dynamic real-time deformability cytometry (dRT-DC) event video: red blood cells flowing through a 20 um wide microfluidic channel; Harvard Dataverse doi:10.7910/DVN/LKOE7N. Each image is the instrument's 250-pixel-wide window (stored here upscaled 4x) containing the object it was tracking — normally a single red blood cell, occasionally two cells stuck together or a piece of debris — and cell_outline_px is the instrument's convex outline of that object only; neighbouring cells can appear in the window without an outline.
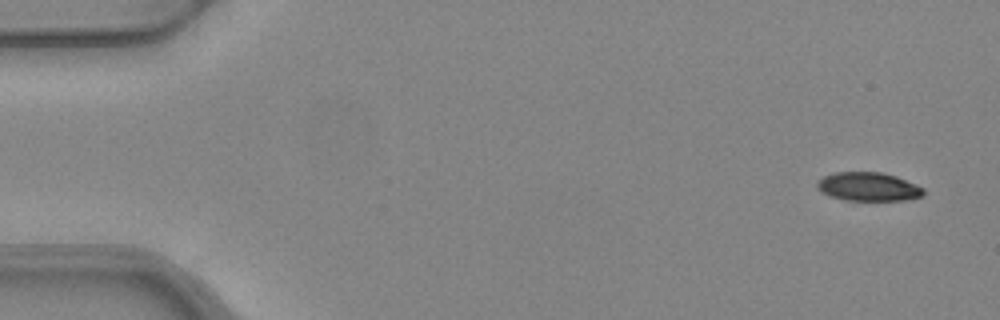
{"species": "common noctule bat (a hibernating species)", "species_latin": "Nyctalus noctula", "temperature_condition": "warm", "stored_images_in_passage": 4, "camera_frame_rate_fps": 3000, "um_per_image_px": 0.085, "animal": {"sex": "female", "body_mass_g": 24.6, "forearm_length_mm": 56.2}, "frame": {"image": 1, "passage_image": 1, "time_ms": 0.0, "image_size_px": [1000, 320], "cell_outline_px": [[924, 196], [904, 200], [844, 200], [828, 196], [816, 188], [816, 180], [824, 176], [836, 172], [880, 172], [896, 176], [924, 188]], "centroid_in_image_um": [73.77, 15.87], "position_along_channel_um": 11.2, "area_um2": 17.86}}
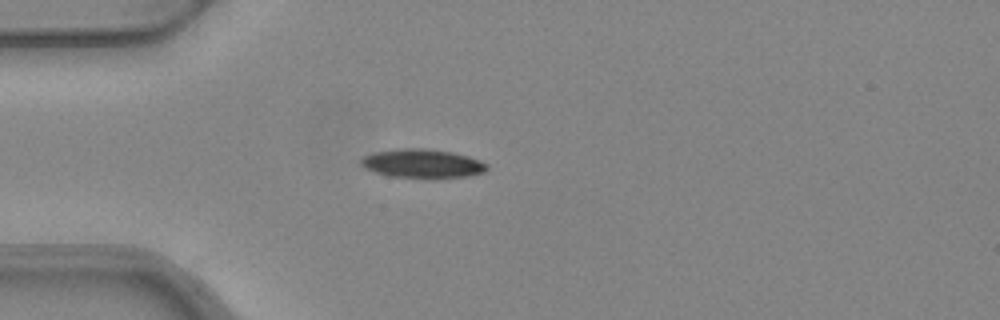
{"frame": {"image": 2, "passage_image": 4, "time_ms": 1.0, "image_size_px": [1000, 320], "cell_outline_px": [[488, 168], [484, 172], [468, 176], [388, 176], [364, 168], [360, 164], [360, 160], [364, 156], [372, 152], [400, 148], [424, 148], [452, 152], [468, 156], [480, 160], [488, 164]], "centroid_in_image_um": [35.88, 13.86], "position_along_channel_um": 49.1, "area_um2": 20.69}}